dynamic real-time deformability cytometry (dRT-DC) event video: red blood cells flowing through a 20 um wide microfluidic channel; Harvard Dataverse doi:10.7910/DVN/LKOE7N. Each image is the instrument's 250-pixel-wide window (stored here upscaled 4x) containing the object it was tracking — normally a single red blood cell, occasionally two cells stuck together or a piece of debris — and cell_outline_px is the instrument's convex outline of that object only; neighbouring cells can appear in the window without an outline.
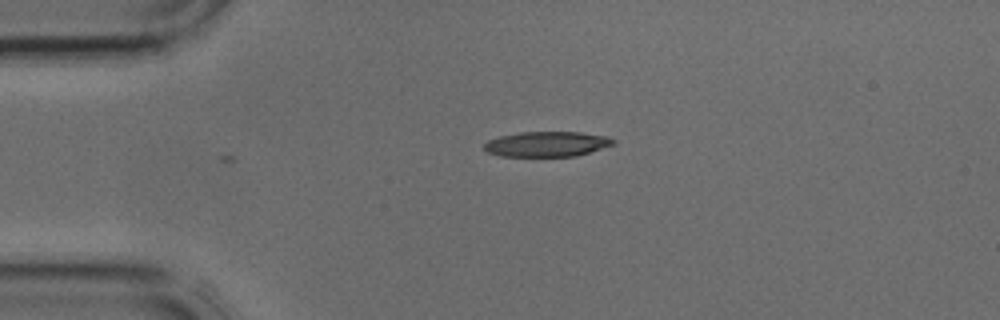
{"species": "common noctule bat (a hibernating species)", "species_latin": "Nyctalus noctula", "temperature_condition": "cold", "stored_images_in_passage": 2, "camera_frame_rate_fps": 3000, "um_per_image_px": 0.085, "animal": {"sex": "male", "body_mass_g": 17.9, "forearm_length_mm": 54.2}, "frame": {"image": 1, "passage_image": 1, "time_ms": 0.0, "image_size_px": [1000, 320], "cell_outline_px": [[616, 144], [576, 156], [500, 156], [488, 152], [484, 148], [484, 144], [488, 140], [500, 136], [520, 132], [580, 132], [608, 136], [616, 140]], "centroid_in_image_um": [46.52, 12.24], "position_along_channel_um": 38.5, "area_um2": 18.96}}
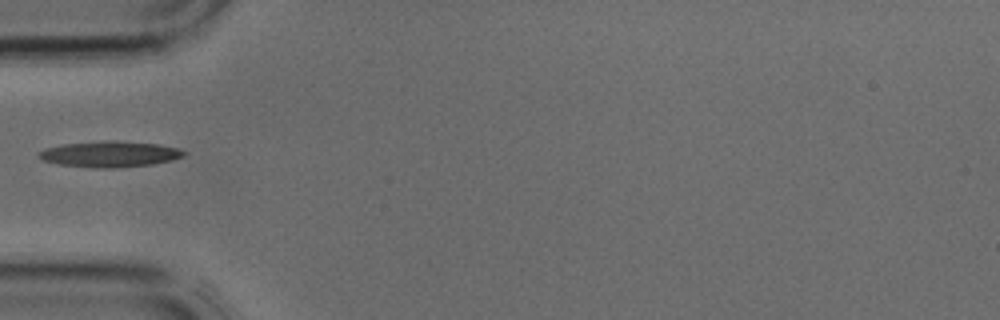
{"frame": {"image": 2, "passage_image": 2, "time_ms": 0.333, "image_size_px": [1000, 320], "cell_outline_px": [[188, 152], [184, 156], [172, 160], [152, 164], [116, 168], [92, 168], [60, 164], [44, 160], [36, 156], [36, 152], [44, 148], [60, 144], [104, 140], [116, 140], [160, 144], [176, 148]], "centroid_in_image_um": [9.3, 13.09], "position_along_channel_um": 75.7, "area_um2": 22.25}}